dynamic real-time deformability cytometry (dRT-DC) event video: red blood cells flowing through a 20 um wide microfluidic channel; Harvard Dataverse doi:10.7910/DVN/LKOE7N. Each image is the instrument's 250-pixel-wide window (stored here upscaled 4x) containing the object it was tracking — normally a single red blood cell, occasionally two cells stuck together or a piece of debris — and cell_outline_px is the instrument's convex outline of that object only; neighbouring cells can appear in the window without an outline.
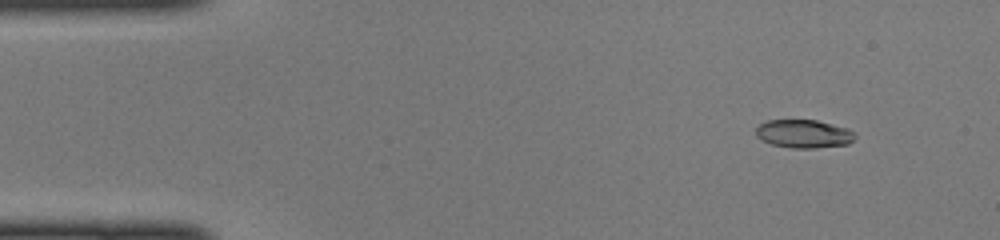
{"species": "common noctule bat (a hibernating species)", "species_latin": "Nyctalus noctula", "temperature_condition": "cold", "stored_images_in_passage": 44, "camera_frame_rate_fps": 3000, "um_per_image_px": 0.085, "animal": {"sex": "female", "body_mass_g": 22.0, "forearm_length_mm": 56.7}, "frame": {"image": 1, "passage_image": 5, "time_ms": 1.333, "image_size_px": [1000, 240], "cell_outline_px": [[856, 136], [848, 144], [812, 148], [792, 148], [772, 144], [760, 140], [756, 136], [756, 128], [760, 124], [768, 120], [816, 120], [848, 128], [856, 132]], "centroid_in_image_um": [68.32, 11.37], "position_along_channel_um": 16.7, "area_um2": 16.36}}
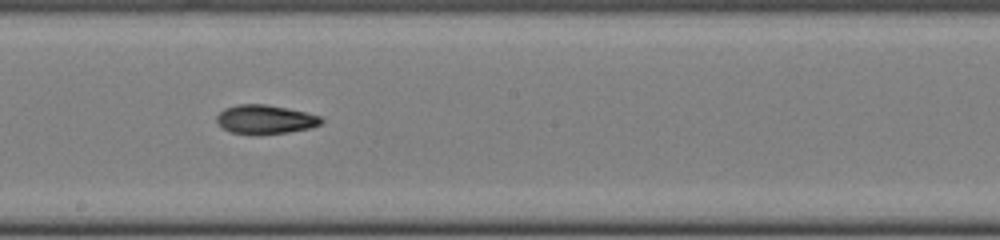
{"frame": {"image": 2, "passage_image": 26, "time_ms": 8.333, "image_size_px": [1000, 240], "cell_outline_px": [[324, 120], [320, 124], [312, 128], [288, 132], [260, 136], [252, 136], [232, 132], [224, 128], [216, 120], [216, 116], [224, 108], [236, 104], [264, 104], [288, 108], [320, 116]], "centroid_in_image_um": [22.54, 10.17], "position_along_channel_um": 225.7, "area_um2": 17.98}}
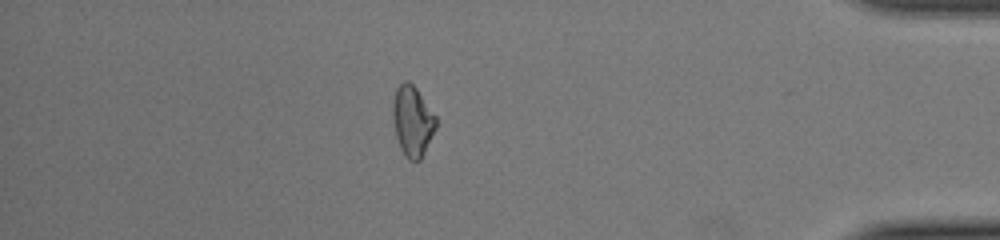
{"frame": {"image": 3, "passage_image": 41, "time_ms": 13.333, "image_size_px": [1000, 240], "cell_outline_px": [[436, 128], [420, 160], [408, 160], [404, 156], [400, 148], [396, 136], [392, 112], [392, 104], [396, 88], [404, 80], [408, 80], [416, 88], [436, 116]], "centroid_in_image_um": [35.05, 10.28], "position_along_channel_um": 400.2, "area_um2": 17.63}}